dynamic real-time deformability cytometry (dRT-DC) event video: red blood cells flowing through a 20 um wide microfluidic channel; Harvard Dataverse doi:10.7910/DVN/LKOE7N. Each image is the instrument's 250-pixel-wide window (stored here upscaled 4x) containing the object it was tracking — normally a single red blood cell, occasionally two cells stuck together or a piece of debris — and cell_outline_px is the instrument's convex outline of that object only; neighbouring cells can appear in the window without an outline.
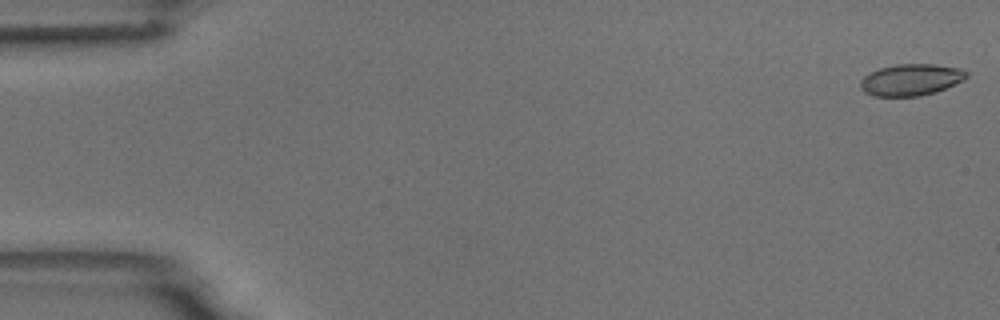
{"species": "common noctule bat (a hibernating species)", "species_latin": "Nyctalus noctula", "temperature_condition": "room temperature", "stored_images_in_passage": 6, "camera_frame_rate_fps": 3000, "um_per_image_px": 0.085, "animal": {"sex": "male", "body_mass_g": 18.8}, "frame": {"image": 1, "passage_image": 1, "time_ms": 0.0, "image_size_px": [1000, 320], "cell_outline_px": [[968, 76], [936, 92], [920, 96], [872, 96], [864, 92], [860, 88], [860, 80], [864, 76], [880, 68], [896, 64], [936, 64], [960, 68], [968, 72]], "centroid_in_image_um": [77.39, 6.78], "position_along_channel_um": 7.6, "area_um2": 19.42}}
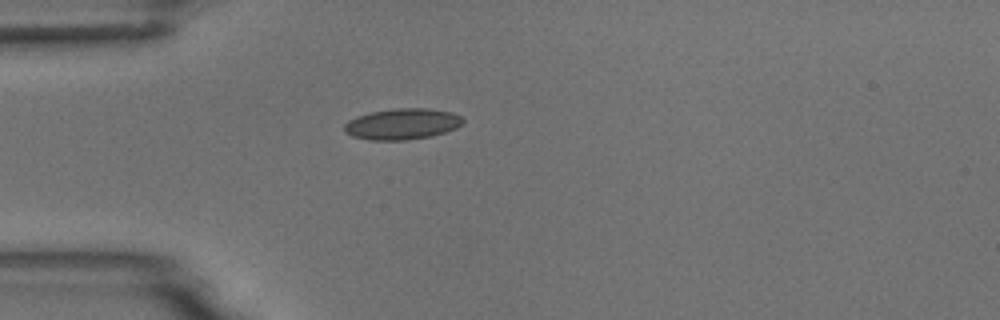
{"frame": {"image": 2, "passage_image": 5, "time_ms": 4.667, "image_size_px": [1000, 320], "cell_outline_px": [[464, 124], [456, 128], [432, 136], [404, 140], [368, 140], [352, 136], [344, 132], [344, 124], [348, 120], [356, 116], [372, 112], [392, 108], [428, 108], [452, 112], [460, 116], [464, 120]], "centroid_in_image_um": [34.18, 10.53], "position_along_channel_um": 50.8, "area_um2": 21.62}}